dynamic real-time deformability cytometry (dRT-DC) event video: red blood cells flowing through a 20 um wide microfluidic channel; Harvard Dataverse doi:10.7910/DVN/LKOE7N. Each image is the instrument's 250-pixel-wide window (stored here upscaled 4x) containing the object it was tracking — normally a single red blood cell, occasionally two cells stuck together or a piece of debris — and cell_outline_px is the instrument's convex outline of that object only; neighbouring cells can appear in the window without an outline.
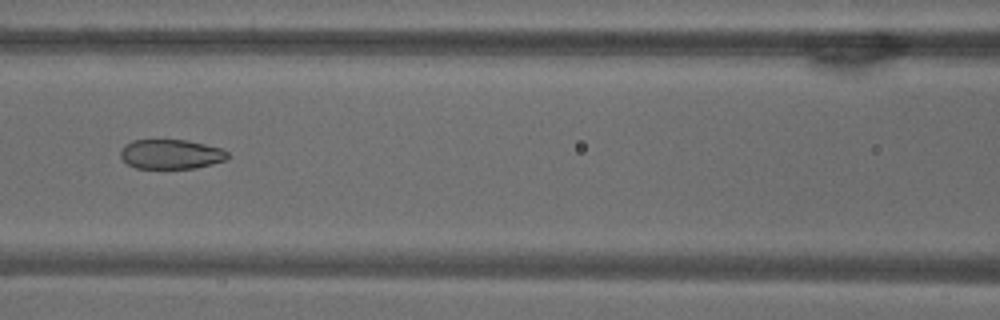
{"species": "common noctule bat (a hibernating species)", "species_latin": "Nyctalus noctula", "temperature_condition": "warm", "stored_images_in_passage": 6, "camera_frame_rate_fps": 3000, "um_per_image_px": 0.085, "animal": {"sex": "male", "body_mass_g": 18.8}, "frame": {"image": 1, "passage_image": 5, "time_ms": 1.333, "image_size_px": [1000, 320], "cell_outline_px": [[228, 156], [224, 160], [212, 164], [196, 168], [136, 168], [128, 164], [120, 156], [120, 148], [124, 144], [132, 140], [188, 140], [220, 148], [228, 152]], "centroid_in_image_um": [14.49, 13.1], "position_along_channel_um": 152.1, "area_um2": 18.44}}